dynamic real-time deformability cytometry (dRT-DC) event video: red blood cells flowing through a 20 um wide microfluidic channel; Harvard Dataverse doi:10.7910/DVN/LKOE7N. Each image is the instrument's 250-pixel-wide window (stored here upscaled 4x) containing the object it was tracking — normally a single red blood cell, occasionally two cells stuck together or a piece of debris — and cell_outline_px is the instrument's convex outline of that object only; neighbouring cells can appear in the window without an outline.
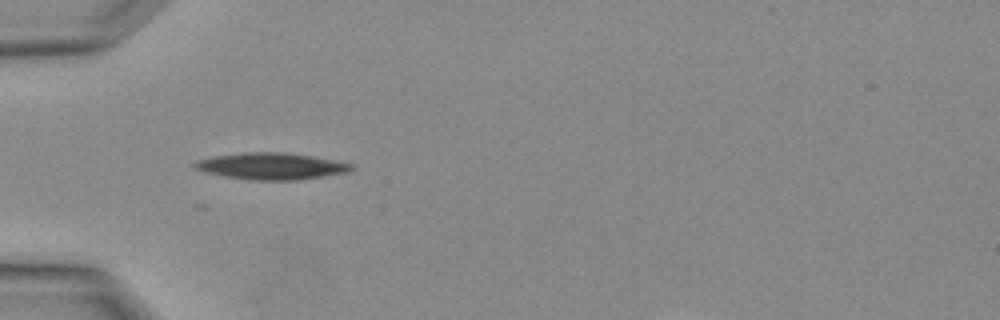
{"species": "Egyptian fruit bat (a non-hibernating species)", "species_latin": "Rousettus aegyptiacus", "temperature_condition": "warm", "stored_images_in_passage": 1, "camera_frame_rate_fps": 3000, "um_per_image_px": 0.085, "animal": {"sex": "female"}, "frame": {"image": 1, "passage_image": 1, "time_ms": 0.0, "image_size_px": [1000, 320], "cell_outline_px": [[352, 168], [348, 172], [296, 180], [248, 180], [224, 176], [192, 168], [192, 164], [196, 160], [212, 156], [240, 152], [284, 152], [312, 156], [336, 160], [352, 164]], "centroid_in_image_um": [23.0, 14.11], "position_along_channel_um": 62.0, "area_um2": 24.39}}